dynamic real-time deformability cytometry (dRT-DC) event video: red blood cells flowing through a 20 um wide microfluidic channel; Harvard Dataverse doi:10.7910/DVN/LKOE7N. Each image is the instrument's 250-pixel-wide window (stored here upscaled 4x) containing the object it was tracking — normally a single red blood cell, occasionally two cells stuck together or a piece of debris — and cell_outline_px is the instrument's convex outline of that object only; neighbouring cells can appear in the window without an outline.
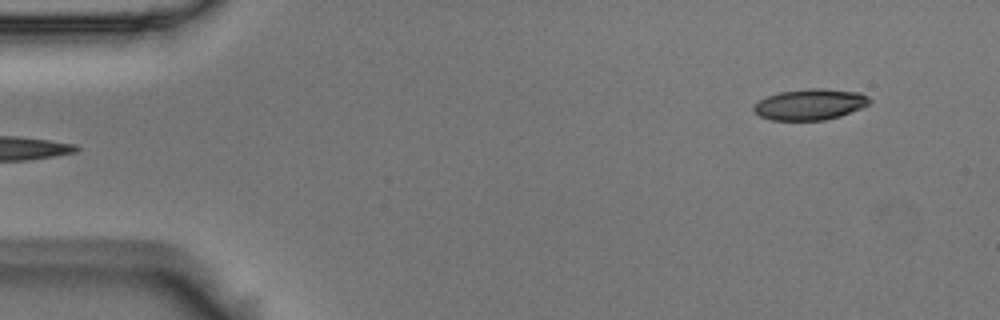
{"species": "Egyptian fruit bat (a non-hibernating species)", "species_latin": "Rousettus aegyptiacus", "temperature_condition": "room temperature", "stored_images_in_passage": 51, "camera_frame_rate_fps": 3000, "um_per_image_px": 0.085, "animal": {"sex": "male"}, "frame": {"image": 1, "passage_image": 2, "time_ms": 0.333, "image_size_px": [1000, 320], "cell_outline_px": [[872, 100], [868, 104], [860, 108], [840, 116], [824, 120], [772, 120], [760, 116], [752, 108], [760, 100], [768, 96], [780, 92], [808, 88], [820, 88], [860, 92], [868, 96]], "centroid_in_image_um": [68.88, 8.87], "position_along_channel_um": 16.1, "area_um2": 20.75}}
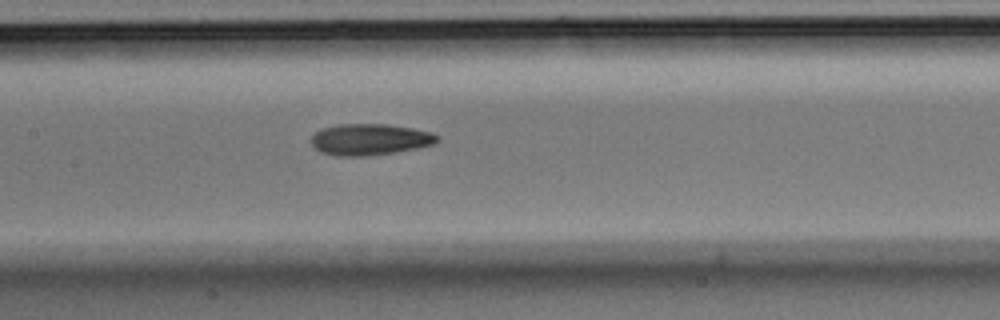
{"frame": {"image": 2, "passage_image": 23, "time_ms": 7.333, "image_size_px": [1000, 320], "cell_outline_px": [[440, 140], [436, 144], [396, 152], [364, 156], [336, 156], [320, 152], [312, 144], [312, 136], [316, 132], [324, 128], [340, 124], [388, 124], [412, 128], [432, 132], [440, 136]], "centroid_in_image_um": [31.49, 11.85], "position_along_channel_um": 175.9, "area_um2": 23.06}}
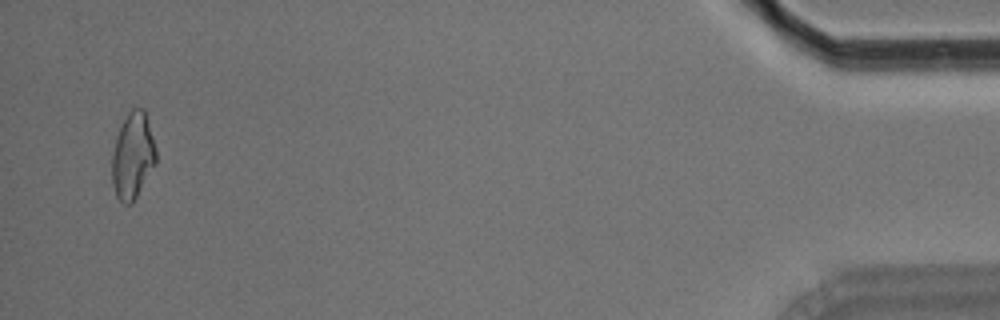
{"frame": {"image": 3, "passage_image": 50, "time_ms": 16.333, "image_size_px": [1000, 320], "cell_outline_px": [[156, 164], [132, 204], [124, 204], [116, 196], [112, 184], [112, 152], [116, 136], [128, 112], [132, 108], [144, 108], [156, 148]], "centroid_in_image_um": [11.28, 13.26], "position_along_channel_um": 423.9, "area_um2": 22.2}, "authors_computed_cell_mechanics": {"area_um2": 22.0796, "velocity_mm_per_s": 3.6878, "shape_relaxation_time_tau1_ms": null, "shape_relaxation_time_tau2_ms": 5.5779, "deformation_change_tau1": null, "deformation_change_tau2": 0.1499}}